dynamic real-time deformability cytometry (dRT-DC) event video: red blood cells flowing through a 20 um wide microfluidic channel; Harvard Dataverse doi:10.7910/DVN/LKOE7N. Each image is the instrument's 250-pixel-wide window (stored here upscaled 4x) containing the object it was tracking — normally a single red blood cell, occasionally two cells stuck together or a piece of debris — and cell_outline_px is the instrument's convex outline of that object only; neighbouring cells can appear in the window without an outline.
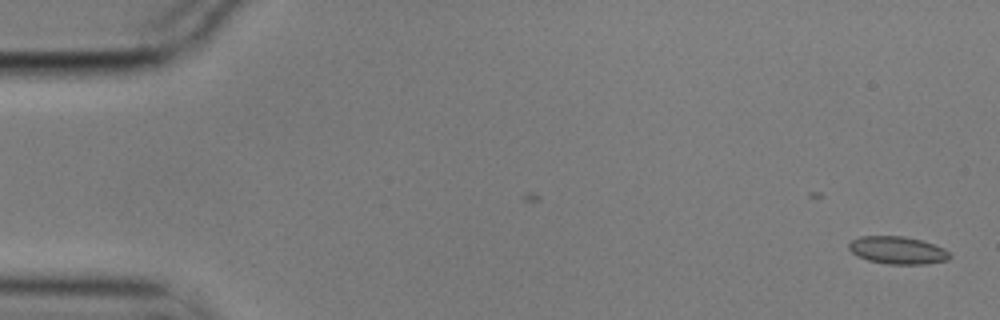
{"species": "common noctule bat (a hibernating species)", "species_latin": "Nyctalus noctula", "temperature_condition": "cold", "stored_images_in_passage": 2, "camera_frame_rate_fps": 3000, "um_per_image_px": 0.085, "animal": {"sex": "male", "body_mass_g": 17.9}, "frame": {"image": 1, "passage_image": 2, "time_ms": 0.333, "image_size_px": [1000, 320], "cell_outline_px": [[952, 256], [948, 260], [924, 264], [888, 264], [868, 260], [856, 256], [848, 248], [848, 244], [852, 240], [860, 236], [904, 236], [920, 240], [944, 248]], "centroid_in_image_um": [76.27, 21.27], "position_along_channel_um": 8.7, "area_um2": 16.18}}